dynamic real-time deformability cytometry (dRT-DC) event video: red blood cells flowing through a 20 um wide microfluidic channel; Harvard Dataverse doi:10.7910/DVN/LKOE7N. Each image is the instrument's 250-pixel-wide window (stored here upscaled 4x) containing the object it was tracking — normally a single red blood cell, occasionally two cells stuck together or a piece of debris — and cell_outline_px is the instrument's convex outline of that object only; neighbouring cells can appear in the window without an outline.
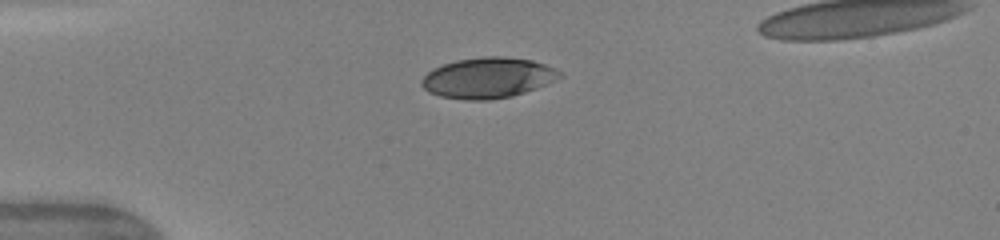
{"species": "human", "species_latin": "Homo sapiens", "temperature_condition": "warm", "stored_images_in_passage": 37, "camera_frame_rate_fps": 3000, "um_per_image_px": 0.085, "donor": {"sex": "female"}, "frame": {"image": 1, "passage_image": 1, "time_ms": 0.0, "image_size_px": [1000, 240], "cell_outline_px": [[564, 76], [536, 88], [512, 96], [488, 100], [464, 100], [440, 96], [428, 92], [420, 84], [420, 80], [432, 68], [456, 60], [484, 56], [504, 56], [532, 60], [556, 68], [564, 72]], "centroid_in_image_um": [41.48, 6.61], "position_along_channel_um": 43.5, "area_um2": 32.89}}